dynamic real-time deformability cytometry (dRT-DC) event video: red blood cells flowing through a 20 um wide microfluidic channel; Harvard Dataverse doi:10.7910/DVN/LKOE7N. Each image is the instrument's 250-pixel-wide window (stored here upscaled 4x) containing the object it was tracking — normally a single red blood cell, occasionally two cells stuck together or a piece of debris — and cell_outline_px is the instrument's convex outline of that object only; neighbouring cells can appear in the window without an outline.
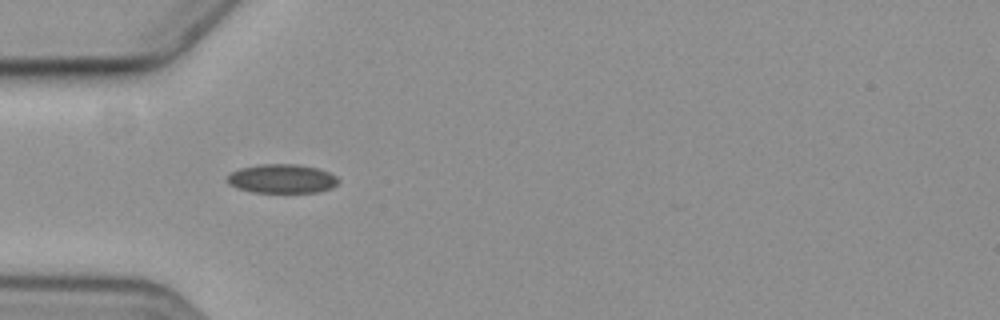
{"species": "common noctule bat (a hibernating species)", "species_latin": "Nyctalus noctula", "temperature_condition": "cold", "stored_images_in_passage": 7, "camera_frame_rate_fps": 3000, "um_per_image_px": 0.085, "animal": {"sex": "female", "body_mass_g": 19.3, "forearm_length_mm": 54.1}, "frame": {"image": 1, "passage_image": 6, "time_ms": 5.667, "image_size_px": [1000, 320], "cell_outline_px": [[340, 180], [332, 188], [316, 192], [252, 192], [236, 188], [228, 184], [228, 176], [232, 172], [240, 168], [260, 164], [300, 164], [316, 168], [328, 172], [336, 176]], "centroid_in_image_um": [23.96, 15.19], "position_along_channel_um": 61.0, "area_um2": 18.73}}
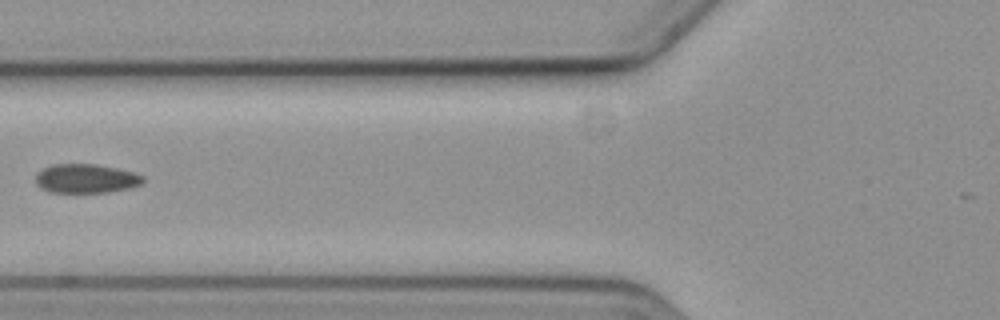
{"frame": {"image": 2, "passage_image": 7, "time_ms": 7.333, "image_size_px": [1000, 320], "cell_outline_px": [[144, 184], [128, 188], [108, 192], [48, 192], [40, 188], [36, 184], [36, 172], [52, 164], [96, 164], [116, 168], [132, 172], [144, 176]], "centroid_in_image_um": [7.29, 15.17], "position_along_channel_um": 118.5, "area_um2": 18.26}}